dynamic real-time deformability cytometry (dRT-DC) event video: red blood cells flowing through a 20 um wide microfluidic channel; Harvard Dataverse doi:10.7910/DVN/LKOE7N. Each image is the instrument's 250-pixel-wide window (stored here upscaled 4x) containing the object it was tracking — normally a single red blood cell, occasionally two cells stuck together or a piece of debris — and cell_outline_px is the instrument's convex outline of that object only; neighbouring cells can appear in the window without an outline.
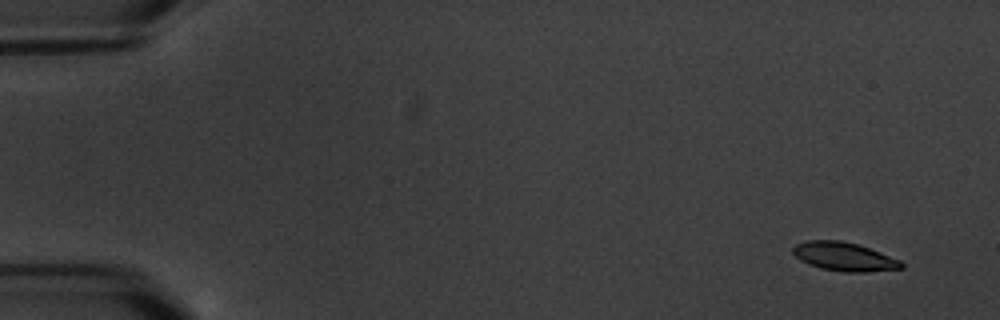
{"species": "common noctule bat (a hibernating species)", "species_latin": "Nyctalus noctula", "temperature_condition": "warm", "stored_images_in_passage": 17, "camera_frame_rate_fps": 3000, "um_per_image_px": 0.085, "animal": {"sex": "male", "body_mass_g": 20.1, "forearm_length_mm": 53.5}, "frame": {"image": 1, "passage_image": 1, "time_ms": 0.0, "image_size_px": [1000, 320], "cell_outline_px": [[904, 268], [868, 272], [844, 272], [820, 268], [808, 264], [800, 260], [792, 252], [792, 248], [796, 244], [808, 240], [840, 240], [860, 244], [900, 260], [904, 264]], "centroid_in_image_um": [71.76, 21.81], "position_along_channel_um": 13.2, "area_um2": 18.26}}
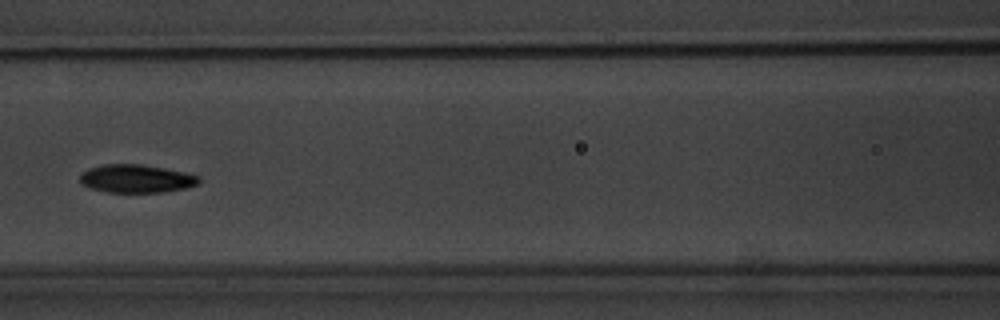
{"frame": {"image": 2, "passage_image": 8, "time_ms": 8.0, "image_size_px": [1000, 320], "cell_outline_px": [[200, 184], [184, 188], [160, 192], [104, 192], [88, 188], [80, 184], [80, 176], [88, 168], [104, 164], [140, 164], [164, 168], [184, 172], [200, 176]], "centroid_in_image_um": [11.56, 15.19], "position_along_channel_um": 155.0, "area_um2": 19.59}}
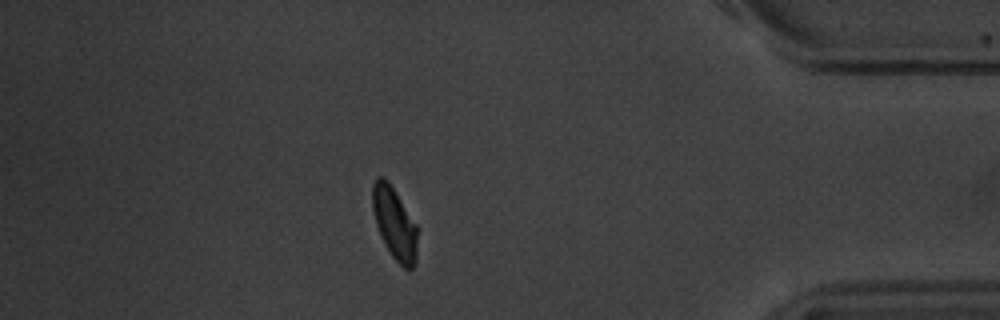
{"frame": {"image": 3, "passage_image": 15, "time_ms": 16.333, "image_size_px": [1000, 320], "cell_outline_px": [[416, 264], [408, 272], [392, 256], [376, 224], [372, 212], [372, 184], [376, 176], [384, 176], [388, 180], [416, 224]], "centroid_in_image_um": [33.52, 18.95], "position_along_channel_um": 401.7, "area_um2": 18.67}, "authors_computed_cell_mechanics": {"area_um2": 18.6116, "velocity_mm_per_s": 3.3986, "shape_relaxation_time_tau1_ms": 2.7975, "shape_relaxation_time_tau2_ms": 2.7902, "deformation_change_tau1": 0.1419, "deformation_change_tau2": 0.0724}}